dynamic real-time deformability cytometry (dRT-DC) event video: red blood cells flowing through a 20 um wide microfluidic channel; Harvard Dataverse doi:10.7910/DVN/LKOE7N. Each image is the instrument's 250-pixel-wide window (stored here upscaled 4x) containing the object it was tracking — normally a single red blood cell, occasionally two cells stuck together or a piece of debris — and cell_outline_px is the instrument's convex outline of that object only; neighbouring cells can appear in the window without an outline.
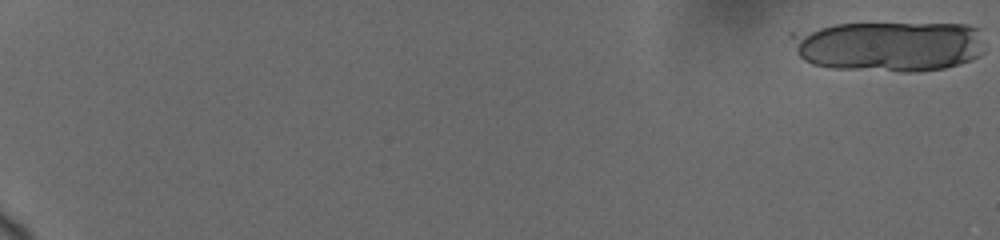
{"species": "human", "species_latin": "Homo sapiens", "temperature_condition": "cold", "stored_images_in_passage": 19, "camera_frame_rate_fps": 3000, "um_per_image_px": 0.085, "donor": {"sex": "female"}, "frame": {"image": 1, "passage_image": 1, "time_ms": 0.0, "image_size_px": [1000, 240], "cell_outline_px": [[980, 56], [944, 68], [912, 72], [904, 72], [832, 68], [812, 64], [804, 60], [796, 52], [788, 36], [792, 32], [836, 24], [968, 24], [980, 28]], "centroid_in_image_um": [75.48, 3.92], "position_along_channel_um": 9.5, "area_um2": 56.76}}
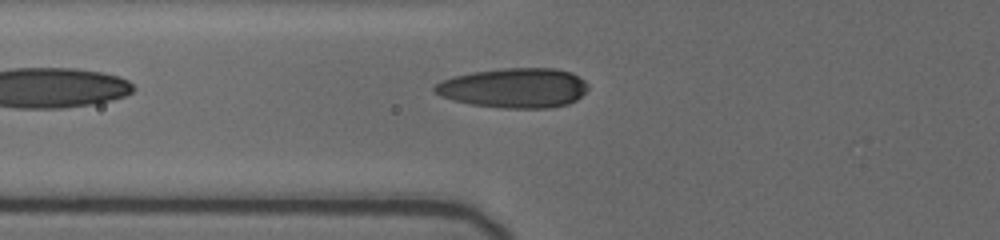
{"frame": {"image": 2, "passage_image": 19, "time_ms": 8.667, "image_size_px": [1000, 240], "cell_outline_px": [[588, 88], [576, 100], [568, 104], [548, 108], [504, 108], [472, 104], [452, 100], [440, 96], [432, 88], [440, 80], [452, 76], [472, 72], [504, 68], [556, 68], [572, 72], [584, 80], [588, 84]], "centroid_in_image_um": [43.69, 7.47], "position_along_channel_um": 82.1, "area_um2": 35.66}}